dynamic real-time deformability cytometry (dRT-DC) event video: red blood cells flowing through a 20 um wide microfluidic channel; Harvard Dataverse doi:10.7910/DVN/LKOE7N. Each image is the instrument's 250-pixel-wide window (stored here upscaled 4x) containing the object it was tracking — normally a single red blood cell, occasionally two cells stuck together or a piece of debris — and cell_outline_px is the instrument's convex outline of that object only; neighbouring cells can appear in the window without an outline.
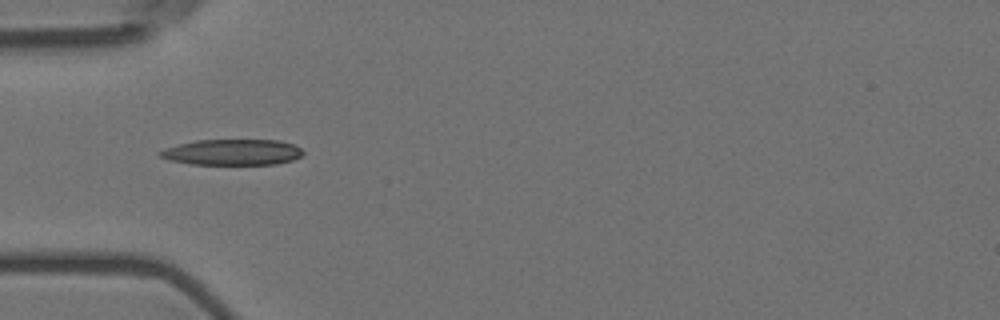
{"species": "Egyptian fruit bat (a non-hibernating species)", "species_latin": "Rousettus aegyptiacus", "temperature_condition": "room temperature", "stored_images_in_passage": 2, "camera_frame_rate_fps": 3000, "um_per_image_px": 0.085, "animal": {"sex": "female"}, "frame": {"image": 1, "passage_image": 1, "time_ms": 0.0, "image_size_px": [1000, 320], "cell_outline_px": [[304, 152], [300, 156], [292, 160], [276, 164], [192, 164], [168, 160], [160, 156], [160, 152], [164, 148], [196, 140], [280, 140], [292, 144], [300, 148]], "centroid_in_image_um": [19.76, 12.93], "position_along_channel_um": 65.2, "area_um2": 21.39}}
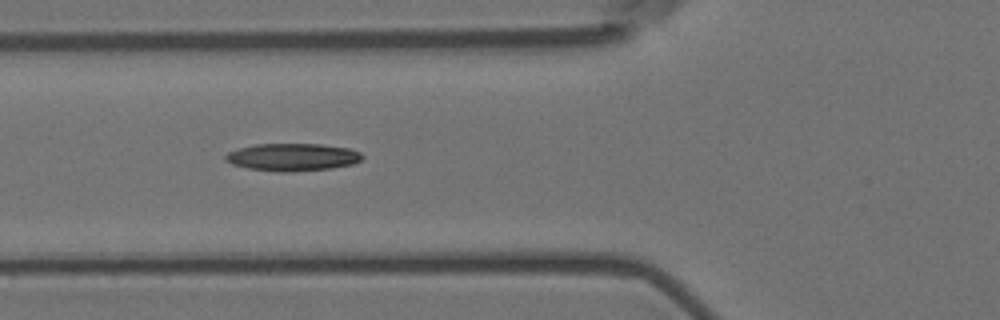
{"frame": {"image": 2, "passage_image": 2, "time_ms": 0.333, "image_size_px": [1000, 320], "cell_outline_px": [[364, 156], [360, 160], [352, 164], [328, 168], [292, 172], [280, 172], [248, 168], [232, 164], [224, 160], [224, 156], [228, 152], [240, 148], [256, 144], [320, 144], [348, 148], [360, 152]], "centroid_in_image_um": [24.84, 13.35], "position_along_channel_um": 101.0, "area_um2": 21.79}}